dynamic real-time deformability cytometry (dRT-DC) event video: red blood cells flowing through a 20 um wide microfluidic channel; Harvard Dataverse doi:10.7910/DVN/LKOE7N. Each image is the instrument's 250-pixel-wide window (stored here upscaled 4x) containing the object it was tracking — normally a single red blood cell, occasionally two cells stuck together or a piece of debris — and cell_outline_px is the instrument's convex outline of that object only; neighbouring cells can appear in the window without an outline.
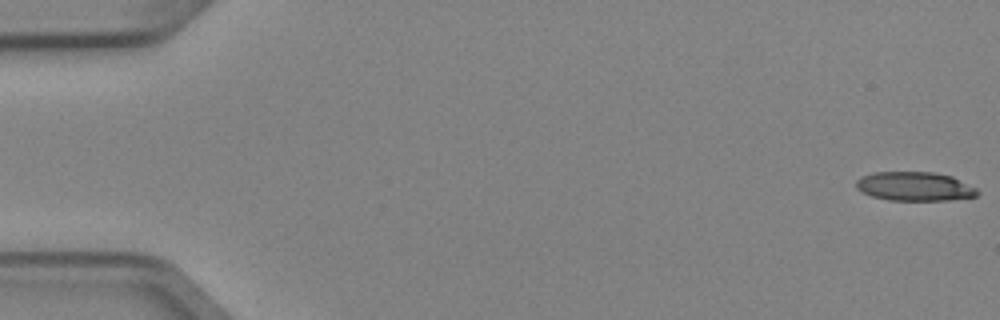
{"species": "Egyptian fruit bat (a non-hibernating species)", "species_latin": "Rousettus aegyptiacus", "temperature_condition": "cold", "stored_images_in_passage": 6, "camera_frame_rate_fps": 3000, "um_per_image_px": 0.085, "animal": {"sex": "female"}, "frame": {"image": 1, "passage_image": 1, "time_ms": 0.0, "image_size_px": [1000, 320], "cell_outline_px": [[980, 192], [976, 196], [948, 200], [888, 200], [872, 196], [856, 188], [856, 180], [860, 176], [872, 172], [932, 172], [952, 176], [976, 188]], "centroid_in_image_um": [77.73, 15.83], "position_along_channel_um": 7.3, "area_um2": 20.46}}
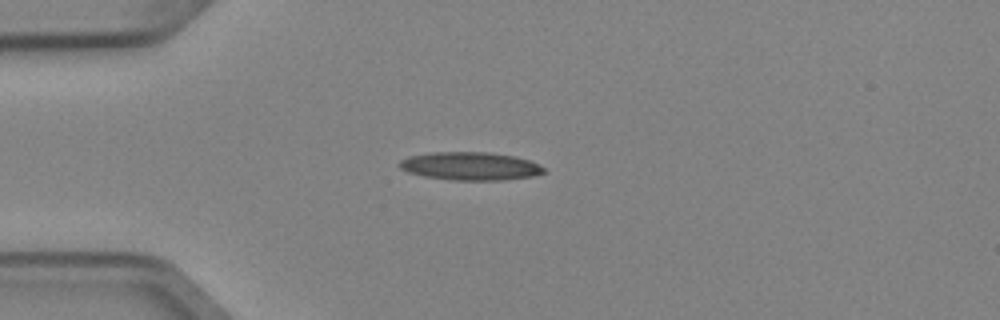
{"frame": {"image": 2, "passage_image": 4, "time_ms": 1.0, "image_size_px": [1000, 320], "cell_outline_px": [[544, 172], [532, 176], [504, 180], [452, 180], [424, 176], [408, 172], [400, 168], [400, 160], [408, 156], [432, 152], [488, 152], [516, 156], [528, 160], [544, 168]], "centroid_in_image_um": [39.95, 14.11], "position_along_channel_um": 45.1, "area_um2": 23.52}}
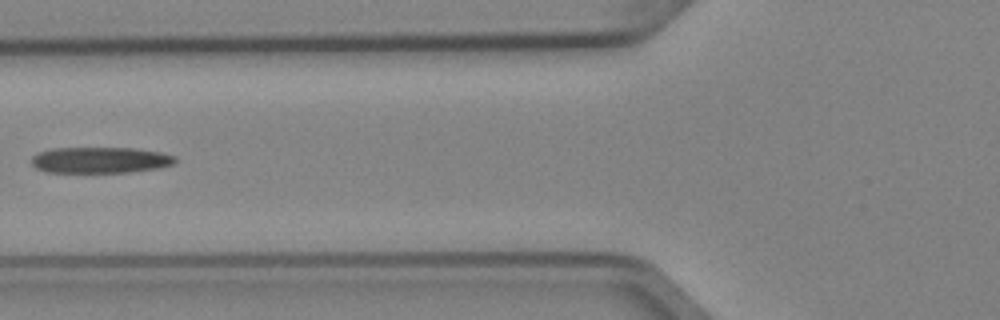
{"frame": {"image": 3, "passage_image": 6, "time_ms": 1.667, "image_size_px": [1000, 320], "cell_outline_px": [[176, 164], [160, 168], [128, 172], [44, 172], [36, 168], [32, 164], [32, 156], [40, 152], [52, 148], [132, 148], [160, 152], [176, 156]], "centroid_in_image_um": [8.55, 13.61], "position_along_channel_um": 117.3, "area_um2": 21.91}}